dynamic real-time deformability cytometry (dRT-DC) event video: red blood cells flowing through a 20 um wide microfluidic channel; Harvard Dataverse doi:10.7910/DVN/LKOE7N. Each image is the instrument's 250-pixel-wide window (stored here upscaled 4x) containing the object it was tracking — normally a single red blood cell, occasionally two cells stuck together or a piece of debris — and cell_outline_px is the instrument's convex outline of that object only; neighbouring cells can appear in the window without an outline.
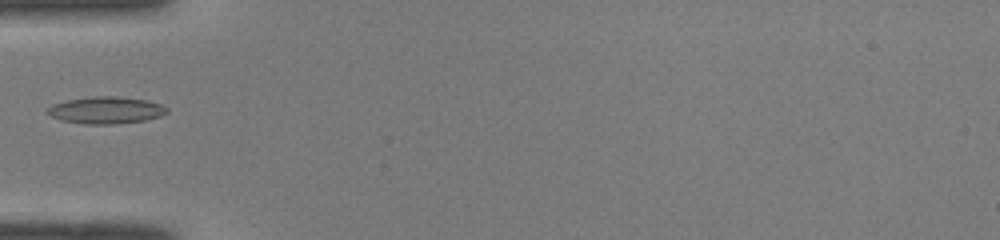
{"species": "common noctule bat (a hibernating species)", "species_latin": "Nyctalus noctula", "temperature_condition": "room temperature", "stored_images_in_passage": 5, "camera_frame_rate_fps": 3000, "um_per_image_px": 0.085, "animal": {"sex": "male", "body_mass_g": 19.0, "forearm_length_mm": 50.8}, "frame": {"image": 1, "passage_image": 1, "time_ms": 0.0, "image_size_px": [1000, 240], "cell_outline_px": [[168, 112], [160, 116], [144, 120], [116, 124], [84, 124], [60, 120], [44, 112], [52, 104], [64, 100], [92, 96], [116, 96], [148, 100], [160, 104], [168, 108]], "centroid_in_image_um": [8.97, 9.36], "position_along_channel_um": 76.0, "area_um2": 18.96}}